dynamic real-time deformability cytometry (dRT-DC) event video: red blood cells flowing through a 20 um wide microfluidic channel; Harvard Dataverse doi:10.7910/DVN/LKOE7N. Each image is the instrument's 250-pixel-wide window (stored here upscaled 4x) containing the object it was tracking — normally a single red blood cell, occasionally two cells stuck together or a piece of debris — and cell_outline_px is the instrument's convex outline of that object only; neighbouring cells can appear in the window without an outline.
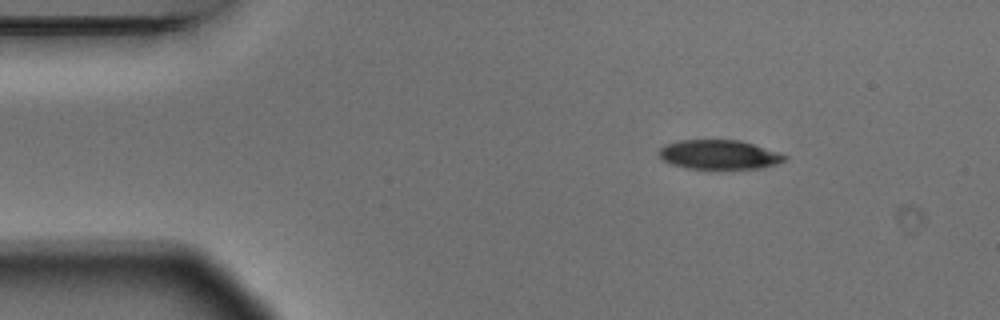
{"species": "Egyptian fruit bat (a non-hibernating species)", "species_latin": "Rousettus aegyptiacus", "temperature_condition": "warm", "stored_images_in_passage": 6, "camera_frame_rate_fps": 3000, "um_per_image_px": 0.085, "animal": {"sex": "male"}, "frame": {"image": 1, "passage_image": 6, "time_ms": 1.667, "image_size_px": [1000, 320], "cell_outline_px": [[788, 160], [764, 168], [732, 172], [684, 168], [672, 164], [664, 160], [656, 152], [664, 144], [680, 140], [740, 140], [780, 152], [788, 156]], "centroid_in_image_um": [61.18, 13.2], "position_along_channel_um": 23.8, "area_um2": 22.72}}